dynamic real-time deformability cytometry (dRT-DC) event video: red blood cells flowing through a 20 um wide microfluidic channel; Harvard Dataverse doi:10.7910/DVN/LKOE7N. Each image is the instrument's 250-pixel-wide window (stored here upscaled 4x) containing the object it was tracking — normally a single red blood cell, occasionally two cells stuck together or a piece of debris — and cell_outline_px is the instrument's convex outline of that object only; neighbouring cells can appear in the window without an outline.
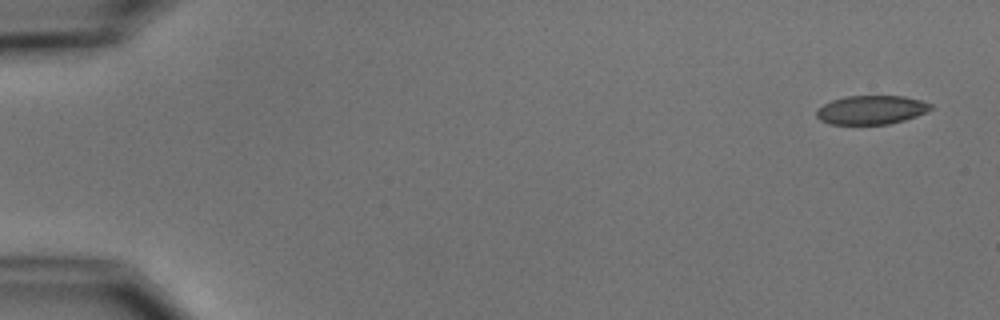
{"species": "common noctule bat (a hibernating species)", "species_latin": "Nyctalus noctula", "temperature_condition": "cold", "stored_images_in_passage": 4, "camera_frame_rate_fps": 3000, "um_per_image_px": 0.085, "animal": {"sex": "male", "body_mass_g": 15.6}, "frame": {"image": 1, "passage_image": 1, "time_ms": 0.0, "image_size_px": [1000, 320], "cell_outline_px": [[932, 108], [916, 116], [904, 120], [888, 124], [832, 124], [820, 120], [816, 116], [816, 108], [832, 100], [844, 96], [904, 96], [920, 100], [932, 104]], "centroid_in_image_um": [74.02, 9.33], "position_along_channel_um": 11.0, "area_um2": 19.13}}
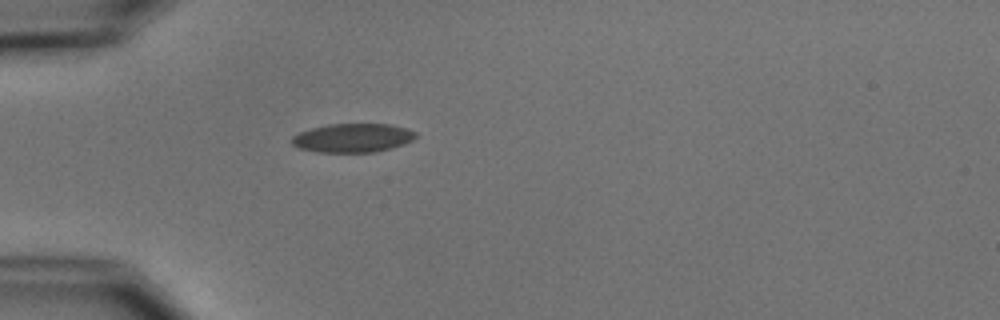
{"frame": {"image": 2, "passage_image": 4, "time_ms": 4.667, "image_size_px": [1000, 320], "cell_outline_px": [[416, 136], [412, 140], [404, 144], [392, 148], [376, 152], [316, 152], [300, 148], [292, 144], [292, 136], [300, 132], [312, 128], [328, 124], [388, 124], [404, 128], [416, 132]], "centroid_in_image_um": [29.98, 11.73], "position_along_channel_um": 55.0, "area_um2": 20.69}}